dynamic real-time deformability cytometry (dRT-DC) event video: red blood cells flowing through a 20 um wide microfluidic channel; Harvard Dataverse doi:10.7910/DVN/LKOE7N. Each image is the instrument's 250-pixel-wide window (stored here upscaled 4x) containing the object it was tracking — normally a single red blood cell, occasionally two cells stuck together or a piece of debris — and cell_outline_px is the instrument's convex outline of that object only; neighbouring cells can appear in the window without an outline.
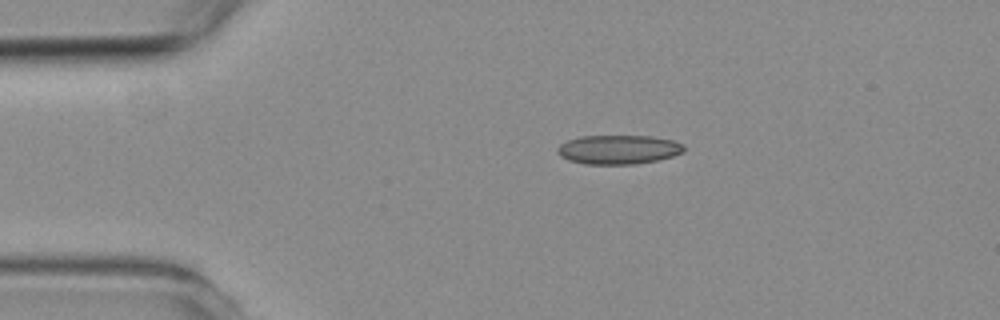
{"species": "common noctule bat (a hibernating species)", "species_latin": "Nyctalus noctula", "temperature_condition": "room temperature", "stored_images_in_passage": 4, "camera_frame_rate_fps": 3000, "um_per_image_px": 0.085, "animal": {"sex": "female", "body_mass_g": 19.3, "forearm_length_mm": 54.1}, "frame": {"image": 1, "passage_image": 3, "time_ms": 3.0, "image_size_px": [1000, 320], "cell_outline_px": [[684, 152], [672, 156], [656, 160], [636, 164], [584, 164], [568, 160], [560, 156], [556, 152], [556, 148], [560, 144], [568, 140], [580, 136], [652, 136], [672, 140], [684, 144]], "centroid_in_image_um": [52.54, 12.71], "position_along_channel_um": 32.5, "area_um2": 21.56}}